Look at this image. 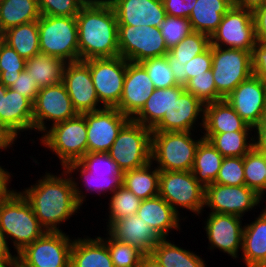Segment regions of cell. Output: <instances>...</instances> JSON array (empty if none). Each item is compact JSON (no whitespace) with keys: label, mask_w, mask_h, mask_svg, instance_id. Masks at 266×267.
<instances>
[{"label":"cell","mask_w":266,"mask_h":267,"mask_svg":"<svg viewBox=\"0 0 266 267\" xmlns=\"http://www.w3.org/2000/svg\"><path fill=\"white\" fill-rule=\"evenodd\" d=\"M25 67L26 60L0 39V83L9 88Z\"/></svg>","instance_id":"obj_42"},{"label":"cell","mask_w":266,"mask_h":267,"mask_svg":"<svg viewBox=\"0 0 266 267\" xmlns=\"http://www.w3.org/2000/svg\"><path fill=\"white\" fill-rule=\"evenodd\" d=\"M169 65L174 74L176 83L178 85L185 86L187 84V73L185 71V64L169 63Z\"/></svg>","instance_id":"obj_56"},{"label":"cell","mask_w":266,"mask_h":267,"mask_svg":"<svg viewBox=\"0 0 266 267\" xmlns=\"http://www.w3.org/2000/svg\"><path fill=\"white\" fill-rule=\"evenodd\" d=\"M230 7L221 0H197L188 18L194 32L211 35Z\"/></svg>","instance_id":"obj_30"},{"label":"cell","mask_w":266,"mask_h":267,"mask_svg":"<svg viewBox=\"0 0 266 267\" xmlns=\"http://www.w3.org/2000/svg\"><path fill=\"white\" fill-rule=\"evenodd\" d=\"M160 29L168 50L193 32L191 23L187 18L169 15L165 17Z\"/></svg>","instance_id":"obj_46"},{"label":"cell","mask_w":266,"mask_h":267,"mask_svg":"<svg viewBox=\"0 0 266 267\" xmlns=\"http://www.w3.org/2000/svg\"><path fill=\"white\" fill-rule=\"evenodd\" d=\"M160 170L150 162L144 167L123 173L122 185L139 199L145 200L159 195Z\"/></svg>","instance_id":"obj_33"},{"label":"cell","mask_w":266,"mask_h":267,"mask_svg":"<svg viewBox=\"0 0 266 267\" xmlns=\"http://www.w3.org/2000/svg\"><path fill=\"white\" fill-rule=\"evenodd\" d=\"M159 196L179 215L178 208L187 209L197 216L205 211V188L197 181L192 171H160Z\"/></svg>","instance_id":"obj_9"},{"label":"cell","mask_w":266,"mask_h":267,"mask_svg":"<svg viewBox=\"0 0 266 267\" xmlns=\"http://www.w3.org/2000/svg\"><path fill=\"white\" fill-rule=\"evenodd\" d=\"M254 190L246 185L227 186L213 183L205 187L204 207L210 208V213L231 214L243 217L262 202Z\"/></svg>","instance_id":"obj_16"},{"label":"cell","mask_w":266,"mask_h":267,"mask_svg":"<svg viewBox=\"0 0 266 267\" xmlns=\"http://www.w3.org/2000/svg\"><path fill=\"white\" fill-rule=\"evenodd\" d=\"M11 173L0 165V201L9 197L15 190L9 188L11 180ZM9 186V187H8Z\"/></svg>","instance_id":"obj_55"},{"label":"cell","mask_w":266,"mask_h":267,"mask_svg":"<svg viewBox=\"0 0 266 267\" xmlns=\"http://www.w3.org/2000/svg\"><path fill=\"white\" fill-rule=\"evenodd\" d=\"M253 75L266 82V42L257 41L251 52Z\"/></svg>","instance_id":"obj_51"},{"label":"cell","mask_w":266,"mask_h":267,"mask_svg":"<svg viewBox=\"0 0 266 267\" xmlns=\"http://www.w3.org/2000/svg\"><path fill=\"white\" fill-rule=\"evenodd\" d=\"M68 174L79 172L87 192L112 194L122 186L123 172L108 153H87L78 162H71L64 168Z\"/></svg>","instance_id":"obj_8"},{"label":"cell","mask_w":266,"mask_h":267,"mask_svg":"<svg viewBox=\"0 0 266 267\" xmlns=\"http://www.w3.org/2000/svg\"><path fill=\"white\" fill-rule=\"evenodd\" d=\"M265 192H266V154H265Z\"/></svg>","instance_id":"obj_63"},{"label":"cell","mask_w":266,"mask_h":267,"mask_svg":"<svg viewBox=\"0 0 266 267\" xmlns=\"http://www.w3.org/2000/svg\"><path fill=\"white\" fill-rule=\"evenodd\" d=\"M106 236L105 238L99 237L107 244L114 267H139L143 256L140 250L113 239L107 233Z\"/></svg>","instance_id":"obj_43"},{"label":"cell","mask_w":266,"mask_h":267,"mask_svg":"<svg viewBox=\"0 0 266 267\" xmlns=\"http://www.w3.org/2000/svg\"><path fill=\"white\" fill-rule=\"evenodd\" d=\"M70 267H114L107 244L99 237L74 238Z\"/></svg>","instance_id":"obj_29"},{"label":"cell","mask_w":266,"mask_h":267,"mask_svg":"<svg viewBox=\"0 0 266 267\" xmlns=\"http://www.w3.org/2000/svg\"><path fill=\"white\" fill-rule=\"evenodd\" d=\"M0 267H21L18 253L14 254L10 258L0 260Z\"/></svg>","instance_id":"obj_61"},{"label":"cell","mask_w":266,"mask_h":267,"mask_svg":"<svg viewBox=\"0 0 266 267\" xmlns=\"http://www.w3.org/2000/svg\"><path fill=\"white\" fill-rule=\"evenodd\" d=\"M163 239L167 238L172 230H180V215L172 206L159 195L142 200L136 213Z\"/></svg>","instance_id":"obj_26"},{"label":"cell","mask_w":266,"mask_h":267,"mask_svg":"<svg viewBox=\"0 0 266 267\" xmlns=\"http://www.w3.org/2000/svg\"><path fill=\"white\" fill-rule=\"evenodd\" d=\"M223 158L208 140L203 139L198 145L192 173L204 188L216 180Z\"/></svg>","instance_id":"obj_35"},{"label":"cell","mask_w":266,"mask_h":267,"mask_svg":"<svg viewBox=\"0 0 266 267\" xmlns=\"http://www.w3.org/2000/svg\"><path fill=\"white\" fill-rule=\"evenodd\" d=\"M210 46V37L200 32H192L166 54L168 63L186 64L196 55L201 54Z\"/></svg>","instance_id":"obj_39"},{"label":"cell","mask_w":266,"mask_h":267,"mask_svg":"<svg viewBox=\"0 0 266 267\" xmlns=\"http://www.w3.org/2000/svg\"><path fill=\"white\" fill-rule=\"evenodd\" d=\"M0 231L6 239H11L16 253L46 232L31 205L18 190L0 201Z\"/></svg>","instance_id":"obj_3"},{"label":"cell","mask_w":266,"mask_h":267,"mask_svg":"<svg viewBox=\"0 0 266 267\" xmlns=\"http://www.w3.org/2000/svg\"><path fill=\"white\" fill-rule=\"evenodd\" d=\"M204 113L205 105L193 94L187 92L185 86H173L172 106L152 128V132H193L198 126L203 129ZM198 119H202L201 122Z\"/></svg>","instance_id":"obj_15"},{"label":"cell","mask_w":266,"mask_h":267,"mask_svg":"<svg viewBox=\"0 0 266 267\" xmlns=\"http://www.w3.org/2000/svg\"><path fill=\"white\" fill-rule=\"evenodd\" d=\"M169 241L161 239L151 252L163 267H207L201 256Z\"/></svg>","instance_id":"obj_36"},{"label":"cell","mask_w":266,"mask_h":267,"mask_svg":"<svg viewBox=\"0 0 266 267\" xmlns=\"http://www.w3.org/2000/svg\"><path fill=\"white\" fill-rule=\"evenodd\" d=\"M251 135L252 133L250 131H232L218 134H204L203 137L223 157H243L254 147L253 135L250 137Z\"/></svg>","instance_id":"obj_37"},{"label":"cell","mask_w":266,"mask_h":267,"mask_svg":"<svg viewBox=\"0 0 266 267\" xmlns=\"http://www.w3.org/2000/svg\"><path fill=\"white\" fill-rule=\"evenodd\" d=\"M1 39L23 59L40 53L38 20L12 27L1 34Z\"/></svg>","instance_id":"obj_32"},{"label":"cell","mask_w":266,"mask_h":267,"mask_svg":"<svg viewBox=\"0 0 266 267\" xmlns=\"http://www.w3.org/2000/svg\"><path fill=\"white\" fill-rule=\"evenodd\" d=\"M62 83L68 92L73 108L78 114L104 108L98 100L90 68L84 61L66 63Z\"/></svg>","instance_id":"obj_20"},{"label":"cell","mask_w":266,"mask_h":267,"mask_svg":"<svg viewBox=\"0 0 266 267\" xmlns=\"http://www.w3.org/2000/svg\"><path fill=\"white\" fill-rule=\"evenodd\" d=\"M77 114L62 82L40 88L33 103L34 131L42 134L49 127L47 121H52L51 125H54Z\"/></svg>","instance_id":"obj_17"},{"label":"cell","mask_w":266,"mask_h":267,"mask_svg":"<svg viewBox=\"0 0 266 267\" xmlns=\"http://www.w3.org/2000/svg\"><path fill=\"white\" fill-rule=\"evenodd\" d=\"M212 73L217 93L225 99L253 75L251 52L212 46Z\"/></svg>","instance_id":"obj_10"},{"label":"cell","mask_w":266,"mask_h":267,"mask_svg":"<svg viewBox=\"0 0 266 267\" xmlns=\"http://www.w3.org/2000/svg\"><path fill=\"white\" fill-rule=\"evenodd\" d=\"M225 99L253 129L266 116V82L258 76L241 82Z\"/></svg>","instance_id":"obj_19"},{"label":"cell","mask_w":266,"mask_h":267,"mask_svg":"<svg viewBox=\"0 0 266 267\" xmlns=\"http://www.w3.org/2000/svg\"><path fill=\"white\" fill-rule=\"evenodd\" d=\"M0 127L16 142L20 132L34 130L33 103L0 83Z\"/></svg>","instance_id":"obj_21"},{"label":"cell","mask_w":266,"mask_h":267,"mask_svg":"<svg viewBox=\"0 0 266 267\" xmlns=\"http://www.w3.org/2000/svg\"><path fill=\"white\" fill-rule=\"evenodd\" d=\"M73 241L63 231H46L18 252L21 267H70Z\"/></svg>","instance_id":"obj_11"},{"label":"cell","mask_w":266,"mask_h":267,"mask_svg":"<svg viewBox=\"0 0 266 267\" xmlns=\"http://www.w3.org/2000/svg\"><path fill=\"white\" fill-rule=\"evenodd\" d=\"M197 0H162L166 15L189 18Z\"/></svg>","instance_id":"obj_52"},{"label":"cell","mask_w":266,"mask_h":267,"mask_svg":"<svg viewBox=\"0 0 266 267\" xmlns=\"http://www.w3.org/2000/svg\"><path fill=\"white\" fill-rule=\"evenodd\" d=\"M152 129L130 119L119 131L108 155L124 173L151 162Z\"/></svg>","instance_id":"obj_7"},{"label":"cell","mask_w":266,"mask_h":267,"mask_svg":"<svg viewBox=\"0 0 266 267\" xmlns=\"http://www.w3.org/2000/svg\"><path fill=\"white\" fill-rule=\"evenodd\" d=\"M243 227L242 260L246 267H262L266 262V206L254 221Z\"/></svg>","instance_id":"obj_27"},{"label":"cell","mask_w":266,"mask_h":267,"mask_svg":"<svg viewBox=\"0 0 266 267\" xmlns=\"http://www.w3.org/2000/svg\"><path fill=\"white\" fill-rule=\"evenodd\" d=\"M40 52L66 63L79 61L76 17L46 16L38 19Z\"/></svg>","instance_id":"obj_6"},{"label":"cell","mask_w":266,"mask_h":267,"mask_svg":"<svg viewBox=\"0 0 266 267\" xmlns=\"http://www.w3.org/2000/svg\"><path fill=\"white\" fill-rule=\"evenodd\" d=\"M118 25L161 27L166 11L162 0H108Z\"/></svg>","instance_id":"obj_24"},{"label":"cell","mask_w":266,"mask_h":267,"mask_svg":"<svg viewBox=\"0 0 266 267\" xmlns=\"http://www.w3.org/2000/svg\"><path fill=\"white\" fill-rule=\"evenodd\" d=\"M214 183L227 186L245 185L243 157H224Z\"/></svg>","instance_id":"obj_47"},{"label":"cell","mask_w":266,"mask_h":267,"mask_svg":"<svg viewBox=\"0 0 266 267\" xmlns=\"http://www.w3.org/2000/svg\"><path fill=\"white\" fill-rule=\"evenodd\" d=\"M254 129L256 130H254L256 136H253L254 148L258 152L266 154V116Z\"/></svg>","instance_id":"obj_54"},{"label":"cell","mask_w":266,"mask_h":267,"mask_svg":"<svg viewBox=\"0 0 266 267\" xmlns=\"http://www.w3.org/2000/svg\"><path fill=\"white\" fill-rule=\"evenodd\" d=\"M9 241L5 238L4 234L0 231V260L12 257L13 253L9 248Z\"/></svg>","instance_id":"obj_59"},{"label":"cell","mask_w":266,"mask_h":267,"mask_svg":"<svg viewBox=\"0 0 266 267\" xmlns=\"http://www.w3.org/2000/svg\"><path fill=\"white\" fill-rule=\"evenodd\" d=\"M245 185L265 197V154L254 147L243 156Z\"/></svg>","instance_id":"obj_41"},{"label":"cell","mask_w":266,"mask_h":267,"mask_svg":"<svg viewBox=\"0 0 266 267\" xmlns=\"http://www.w3.org/2000/svg\"><path fill=\"white\" fill-rule=\"evenodd\" d=\"M203 134L254 131L232 108L226 99L205 105Z\"/></svg>","instance_id":"obj_28"},{"label":"cell","mask_w":266,"mask_h":267,"mask_svg":"<svg viewBox=\"0 0 266 267\" xmlns=\"http://www.w3.org/2000/svg\"><path fill=\"white\" fill-rule=\"evenodd\" d=\"M155 90L147 71L140 63L127 61L123 92L116 108L132 119Z\"/></svg>","instance_id":"obj_23"},{"label":"cell","mask_w":266,"mask_h":267,"mask_svg":"<svg viewBox=\"0 0 266 267\" xmlns=\"http://www.w3.org/2000/svg\"><path fill=\"white\" fill-rule=\"evenodd\" d=\"M65 65L64 60L40 52L26 60L25 70L38 87L43 88L62 82Z\"/></svg>","instance_id":"obj_31"},{"label":"cell","mask_w":266,"mask_h":267,"mask_svg":"<svg viewBox=\"0 0 266 267\" xmlns=\"http://www.w3.org/2000/svg\"><path fill=\"white\" fill-rule=\"evenodd\" d=\"M58 175L45 172L35 185L20 191L31 205L40 225L50 232L62 231L59 225L79 213L87 197L79 187V177L75 179L64 168Z\"/></svg>","instance_id":"obj_1"},{"label":"cell","mask_w":266,"mask_h":267,"mask_svg":"<svg viewBox=\"0 0 266 267\" xmlns=\"http://www.w3.org/2000/svg\"><path fill=\"white\" fill-rule=\"evenodd\" d=\"M193 134L183 131L152 132L151 162L157 164L160 171H192L197 147L204 139L202 135L196 140Z\"/></svg>","instance_id":"obj_4"},{"label":"cell","mask_w":266,"mask_h":267,"mask_svg":"<svg viewBox=\"0 0 266 267\" xmlns=\"http://www.w3.org/2000/svg\"><path fill=\"white\" fill-rule=\"evenodd\" d=\"M257 43L252 11L230 8L210 37V45L252 52Z\"/></svg>","instance_id":"obj_13"},{"label":"cell","mask_w":266,"mask_h":267,"mask_svg":"<svg viewBox=\"0 0 266 267\" xmlns=\"http://www.w3.org/2000/svg\"><path fill=\"white\" fill-rule=\"evenodd\" d=\"M257 41L266 42V3L252 12Z\"/></svg>","instance_id":"obj_53"},{"label":"cell","mask_w":266,"mask_h":267,"mask_svg":"<svg viewBox=\"0 0 266 267\" xmlns=\"http://www.w3.org/2000/svg\"><path fill=\"white\" fill-rule=\"evenodd\" d=\"M87 125V153H108L119 131L130 120L116 107L83 113Z\"/></svg>","instance_id":"obj_18"},{"label":"cell","mask_w":266,"mask_h":267,"mask_svg":"<svg viewBox=\"0 0 266 267\" xmlns=\"http://www.w3.org/2000/svg\"><path fill=\"white\" fill-rule=\"evenodd\" d=\"M41 14L37 0L0 1V34L18 25L36 21Z\"/></svg>","instance_id":"obj_34"},{"label":"cell","mask_w":266,"mask_h":267,"mask_svg":"<svg viewBox=\"0 0 266 267\" xmlns=\"http://www.w3.org/2000/svg\"><path fill=\"white\" fill-rule=\"evenodd\" d=\"M139 267H163L152 253L143 254Z\"/></svg>","instance_id":"obj_57"},{"label":"cell","mask_w":266,"mask_h":267,"mask_svg":"<svg viewBox=\"0 0 266 267\" xmlns=\"http://www.w3.org/2000/svg\"><path fill=\"white\" fill-rule=\"evenodd\" d=\"M119 56L127 61L165 56L169 51L159 27L118 25Z\"/></svg>","instance_id":"obj_12"},{"label":"cell","mask_w":266,"mask_h":267,"mask_svg":"<svg viewBox=\"0 0 266 267\" xmlns=\"http://www.w3.org/2000/svg\"><path fill=\"white\" fill-rule=\"evenodd\" d=\"M17 93L28 98L32 103L36 100L40 90L37 83L33 81L26 70L22 71L16 81L9 87Z\"/></svg>","instance_id":"obj_50"},{"label":"cell","mask_w":266,"mask_h":267,"mask_svg":"<svg viewBox=\"0 0 266 267\" xmlns=\"http://www.w3.org/2000/svg\"><path fill=\"white\" fill-rule=\"evenodd\" d=\"M150 77L155 89L177 86L166 56L148 58L140 62Z\"/></svg>","instance_id":"obj_44"},{"label":"cell","mask_w":266,"mask_h":267,"mask_svg":"<svg viewBox=\"0 0 266 267\" xmlns=\"http://www.w3.org/2000/svg\"><path fill=\"white\" fill-rule=\"evenodd\" d=\"M107 231L113 239L131 245L143 254L151 253L155 245L162 239L137 214L114 221Z\"/></svg>","instance_id":"obj_25"},{"label":"cell","mask_w":266,"mask_h":267,"mask_svg":"<svg viewBox=\"0 0 266 267\" xmlns=\"http://www.w3.org/2000/svg\"><path fill=\"white\" fill-rule=\"evenodd\" d=\"M79 61L119 56L118 22L108 0H88L76 16Z\"/></svg>","instance_id":"obj_2"},{"label":"cell","mask_w":266,"mask_h":267,"mask_svg":"<svg viewBox=\"0 0 266 267\" xmlns=\"http://www.w3.org/2000/svg\"><path fill=\"white\" fill-rule=\"evenodd\" d=\"M242 217L221 214V213H210L205 223L206 236L210 244L209 249H218L221 252L231 258H239L238 252L242 249Z\"/></svg>","instance_id":"obj_22"},{"label":"cell","mask_w":266,"mask_h":267,"mask_svg":"<svg viewBox=\"0 0 266 267\" xmlns=\"http://www.w3.org/2000/svg\"><path fill=\"white\" fill-rule=\"evenodd\" d=\"M109 198V215L107 228L116 220L135 215L142 202L133 192L126 189L123 185L116 189Z\"/></svg>","instance_id":"obj_40"},{"label":"cell","mask_w":266,"mask_h":267,"mask_svg":"<svg viewBox=\"0 0 266 267\" xmlns=\"http://www.w3.org/2000/svg\"><path fill=\"white\" fill-rule=\"evenodd\" d=\"M88 0H37L41 15L76 17Z\"/></svg>","instance_id":"obj_48"},{"label":"cell","mask_w":266,"mask_h":267,"mask_svg":"<svg viewBox=\"0 0 266 267\" xmlns=\"http://www.w3.org/2000/svg\"><path fill=\"white\" fill-rule=\"evenodd\" d=\"M42 134L40 143L59 158L61 168L87 154V125L82 114L56 123Z\"/></svg>","instance_id":"obj_5"},{"label":"cell","mask_w":266,"mask_h":267,"mask_svg":"<svg viewBox=\"0 0 266 267\" xmlns=\"http://www.w3.org/2000/svg\"><path fill=\"white\" fill-rule=\"evenodd\" d=\"M173 103V86L155 89L133 121L152 129L168 113Z\"/></svg>","instance_id":"obj_38"},{"label":"cell","mask_w":266,"mask_h":267,"mask_svg":"<svg viewBox=\"0 0 266 267\" xmlns=\"http://www.w3.org/2000/svg\"><path fill=\"white\" fill-rule=\"evenodd\" d=\"M212 68V46L210 45L204 52L196 55L185 64L188 81L196 75L204 74V72Z\"/></svg>","instance_id":"obj_49"},{"label":"cell","mask_w":266,"mask_h":267,"mask_svg":"<svg viewBox=\"0 0 266 267\" xmlns=\"http://www.w3.org/2000/svg\"><path fill=\"white\" fill-rule=\"evenodd\" d=\"M185 90L197 97L204 105L223 99L216 91L212 70L191 78L185 85Z\"/></svg>","instance_id":"obj_45"},{"label":"cell","mask_w":266,"mask_h":267,"mask_svg":"<svg viewBox=\"0 0 266 267\" xmlns=\"http://www.w3.org/2000/svg\"><path fill=\"white\" fill-rule=\"evenodd\" d=\"M90 68L99 102L104 107H116L123 92L127 60L121 56L94 58L84 61Z\"/></svg>","instance_id":"obj_14"},{"label":"cell","mask_w":266,"mask_h":267,"mask_svg":"<svg viewBox=\"0 0 266 267\" xmlns=\"http://www.w3.org/2000/svg\"><path fill=\"white\" fill-rule=\"evenodd\" d=\"M225 4H227L230 8H236L238 7V1L239 0H221Z\"/></svg>","instance_id":"obj_62"},{"label":"cell","mask_w":266,"mask_h":267,"mask_svg":"<svg viewBox=\"0 0 266 267\" xmlns=\"http://www.w3.org/2000/svg\"><path fill=\"white\" fill-rule=\"evenodd\" d=\"M15 144L14 141L9 137V135L0 127V151L10 149L12 145Z\"/></svg>","instance_id":"obj_60"},{"label":"cell","mask_w":266,"mask_h":267,"mask_svg":"<svg viewBox=\"0 0 266 267\" xmlns=\"http://www.w3.org/2000/svg\"><path fill=\"white\" fill-rule=\"evenodd\" d=\"M264 4V0H239L238 8L254 11Z\"/></svg>","instance_id":"obj_58"}]
</instances>
